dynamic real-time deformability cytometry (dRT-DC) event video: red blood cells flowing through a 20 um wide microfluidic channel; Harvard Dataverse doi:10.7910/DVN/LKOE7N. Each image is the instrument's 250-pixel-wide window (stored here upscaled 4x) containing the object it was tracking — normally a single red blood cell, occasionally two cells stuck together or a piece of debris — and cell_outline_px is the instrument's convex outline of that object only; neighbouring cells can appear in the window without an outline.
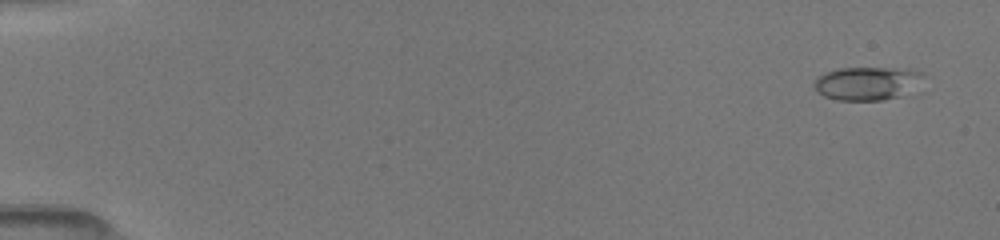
{"species": "common noctule bat (a hibernating species)", "species_latin": "Nyctalus noctula", "temperature_condition": "room temperature", "stored_images_in_passage": 47, "camera_frame_rate_fps": 3000, "um_per_image_px": 0.085, "animal": {"sex": "female", "body_mass_g": 19.5, "forearm_length_mm": 54.1}, "frame": {"image": 1, "passage_image": 3, "time_ms": 0.667, "image_size_px": [1000, 240], "cell_outline_px": [[924, 76], [900, 96], [884, 100], [836, 100], [824, 96], [816, 88], [816, 76], [824, 72], [840, 68], [908, 68], [924, 72]], "centroid_in_image_um": [73.67, 7.06], "position_along_channel_um": 11.3, "area_um2": 20.87}}
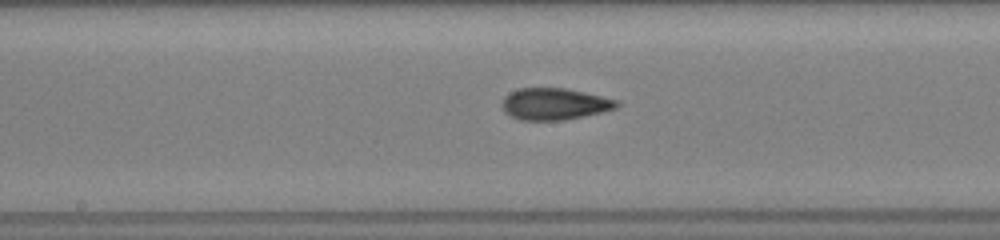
{"frame": {"image": 2, "passage_image": 28, "time_ms": 9.0, "image_size_px": [1000, 240], "cell_outline_px": [[620, 104], [616, 108], [584, 116], [564, 120], [520, 120], [504, 112], [500, 104], [504, 96], [520, 88], [564, 88], [584, 92], [616, 100]], "centroid_in_image_um": [47.08, 8.84], "position_along_channel_um": 201.1, "area_um2": 21.04}}
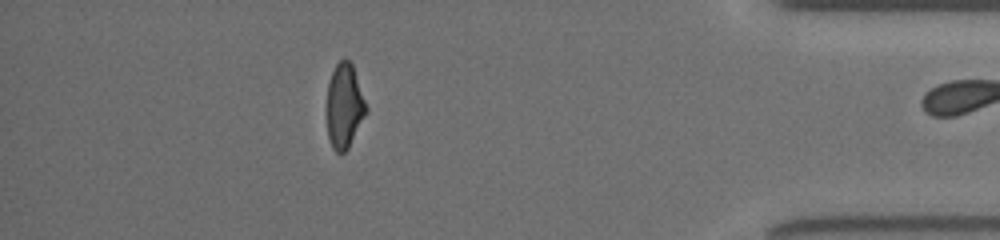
{"frame": {"image": 3, "passage_image": 46, "time_ms": 15.0, "image_size_px": [1000, 240], "cell_outline_px": [[368, 112], [348, 148], [344, 152], [336, 152], [332, 148], [328, 136], [328, 84], [332, 72], [336, 64], [344, 56], [352, 64], [368, 108]], "centroid_in_image_um": [29.3, 9.0], "position_along_channel_um": 405.9, "area_um2": 19.25}}